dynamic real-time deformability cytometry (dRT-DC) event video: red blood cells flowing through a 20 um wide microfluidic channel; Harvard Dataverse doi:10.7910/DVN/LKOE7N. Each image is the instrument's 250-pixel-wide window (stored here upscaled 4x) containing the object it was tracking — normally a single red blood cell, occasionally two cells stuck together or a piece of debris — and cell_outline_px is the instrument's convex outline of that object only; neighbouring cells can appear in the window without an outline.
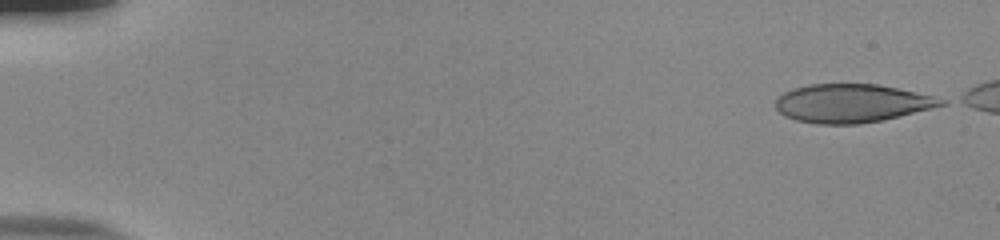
{"species": "human", "species_latin": "Homo sapiens", "temperature_condition": "room temperature", "stored_images_in_passage": 51, "camera_frame_rate_fps": 3000, "um_per_image_px": 0.085, "donor": {"sex": "male"}, "frame": {"image": 1, "passage_image": 1, "time_ms": 0.0, "image_size_px": [1000, 240], "cell_outline_px": [[948, 104], [932, 108], [880, 120], [856, 124], [820, 124], [796, 120], [784, 116], [776, 108], [776, 100], [784, 92], [808, 84], [876, 84], [896, 88], [932, 96], [948, 100]], "centroid_in_image_um": [72.39, 8.78], "position_along_channel_um": 12.6, "area_um2": 36.59}}
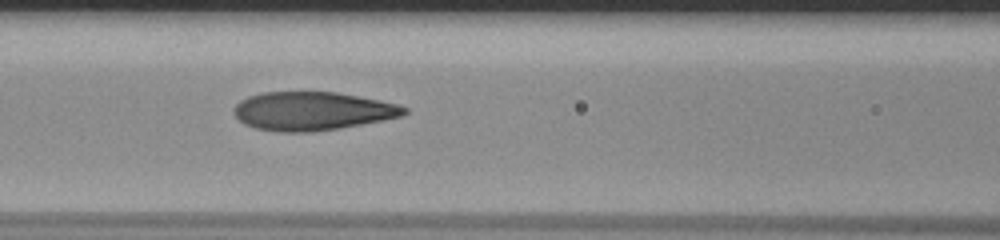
{"frame": {"image": 2, "passage_image": 23, "time_ms": 7.333, "image_size_px": [1000, 240], "cell_outline_px": [[408, 112], [404, 116], [384, 120], [340, 128], [312, 132], [280, 132], [256, 128], [244, 124], [232, 112], [236, 104], [240, 100], [248, 96], [264, 92], [336, 92], [380, 100], [396, 104], [408, 108]], "centroid_in_image_um": [26.56, 9.44], "position_along_channel_um": 140.0, "area_um2": 38.32}}
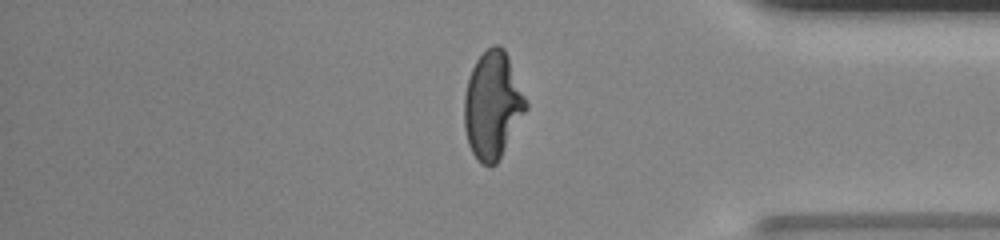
{"frame": {"image": 3, "passage_image": 44, "time_ms": 14.333, "image_size_px": [1000, 240], "cell_outline_px": [[528, 108], [496, 164], [488, 168], [480, 164], [472, 152], [468, 144], [464, 128], [464, 96], [468, 80], [472, 68], [476, 60], [492, 44], [500, 44], [504, 48], [508, 56], [528, 104]], "centroid_in_image_um": [41.86, 8.96], "position_along_channel_um": 393.3, "area_um2": 38.49}, "authors_computed_cell_mechanics": {"area_um2": 38.0324, "velocity_mm_per_s": 3.855, "shape_relaxation_time_tau1_ms": 9.0393, "shape_relaxation_time_tau2_ms": 0.8435, "deformation_change_tau1": 0.316, "deformation_change_tau2": 0.0738}}